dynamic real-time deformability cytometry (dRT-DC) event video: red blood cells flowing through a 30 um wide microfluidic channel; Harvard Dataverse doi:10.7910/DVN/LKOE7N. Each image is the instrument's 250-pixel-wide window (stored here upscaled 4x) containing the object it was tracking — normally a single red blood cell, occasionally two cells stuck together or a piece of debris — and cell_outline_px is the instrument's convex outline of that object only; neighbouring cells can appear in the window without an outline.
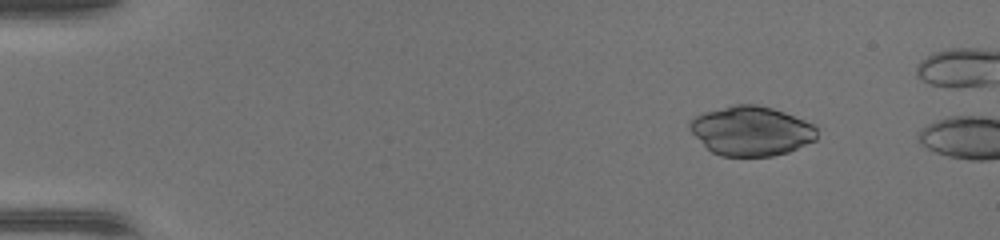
{"species": "common noctule bat (a hibernating species)", "species_latin": "Nyctalus noctula", "temperature_condition": "warm", "stored_images_in_passage": 10, "camera_frame_rate_fps": 3000, "um_per_image_px": 0.085, "animal": {"sex": "female", "body_mass_g": 17.0, "forearm_length_mm": 48.0}, "frame": {"image": 1, "passage_image": 7, "time_ms": 2.0, "image_size_px": [1000, 240], "cell_outline_px": [[816, 140], [788, 152], [772, 156], [720, 156], [712, 152], [688, 128], [688, 124], [696, 116], [704, 112], [736, 104], [756, 104], [772, 108], [784, 112], [804, 120], [812, 124], [816, 128]], "centroid_in_image_um": [63.86, 11.13], "position_along_channel_um": 21.1, "area_um2": 36.36}}